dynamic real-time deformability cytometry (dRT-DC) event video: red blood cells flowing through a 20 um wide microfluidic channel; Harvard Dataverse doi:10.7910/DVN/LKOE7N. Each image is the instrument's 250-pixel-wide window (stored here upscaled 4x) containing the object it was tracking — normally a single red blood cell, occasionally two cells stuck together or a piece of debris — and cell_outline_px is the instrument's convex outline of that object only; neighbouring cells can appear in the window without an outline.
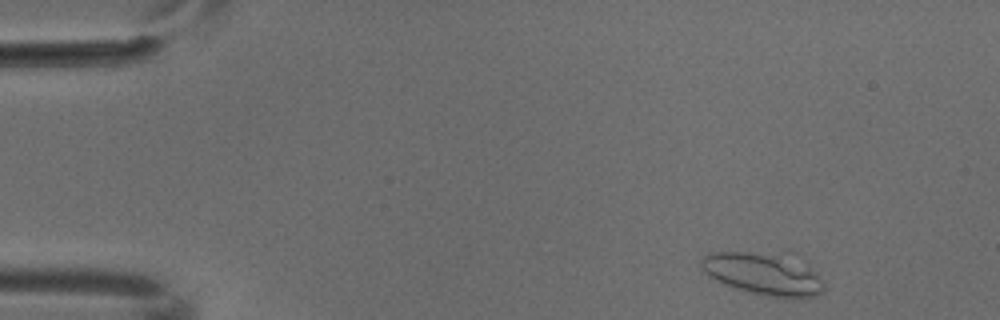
{"species": "common noctule bat (a hibernating species)", "species_latin": "Nyctalus noctula", "temperature_condition": "cold", "stored_images_in_passage": 8, "camera_frame_rate_fps": 3000, "um_per_image_px": 0.085, "animal": {"sex": "male", "body_mass_g": 18.8}, "frame": {"image": 1, "passage_image": 1, "time_ms": 0.0, "image_size_px": [1000, 320], "cell_outline_px": [[824, 292], [816, 296], [768, 296], [720, 284], [708, 276], [700, 264], [700, 260], [708, 252], [788, 248], [808, 260], [824, 284]], "centroid_in_image_um": [64.96, 23.12], "position_along_channel_um": 20.0, "area_um2": 32.66}}